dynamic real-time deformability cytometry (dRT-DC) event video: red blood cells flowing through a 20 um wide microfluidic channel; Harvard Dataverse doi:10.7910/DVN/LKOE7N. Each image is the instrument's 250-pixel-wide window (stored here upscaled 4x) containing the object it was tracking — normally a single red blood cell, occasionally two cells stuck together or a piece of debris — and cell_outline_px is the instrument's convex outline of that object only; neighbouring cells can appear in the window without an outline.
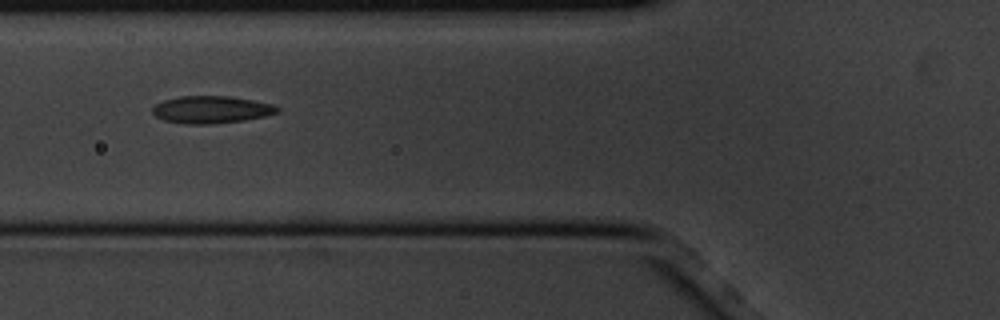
{"species": "common noctule bat (a hibernating species)", "species_latin": "Nyctalus noctula", "temperature_condition": "cold", "stored_images_in_passage": 7, "camera_frame_rate_fps": 3000, "um_per_image_px": 0.085, "animal": {"sex": "male", "body_mass_g": 20.1, "forearm_length_mm": 53.5}, "frame": {"image": 1, "passage_image": 4, "time_ms": 1.0, "image_size_px": [1000, 320], "cell_outline_px": [[280, 112], [264, 116], [244, 120], [212, 124], [184, 124], [164, 120], [156, 116], [152, 112], [152, 108], [156, 104], [164, 100], [180, 96], [228, 96], [252, 100], [272, 104], [280, 108]], "centroid_in_image_um": [17.96, 9.32], "position_along_channel_um": 107.8, "area_um2": 19.83}}
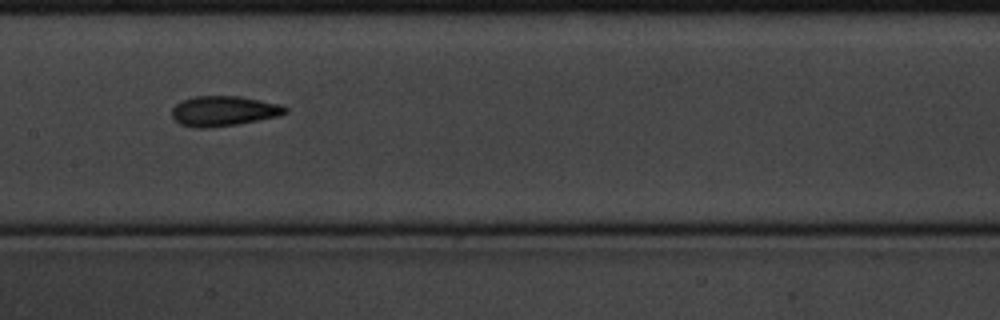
{"frame": {"image": 2, "passage_image": 6, "time_ms": 1.667, "image_size_px": [1000, 320], "cell_outline_px": [[288, 112], [280, 116], [236, 124], [204, 128], [196, 128], [180, 124], [172, 116], [172, 108], [180, 100], [192, 96], [240, 96], [280, 104], [288, 108]], "centroid_in_image_um": [19.01, 9.42], "position_along_channel_um": 188.4, "area_um2": 19.94}}
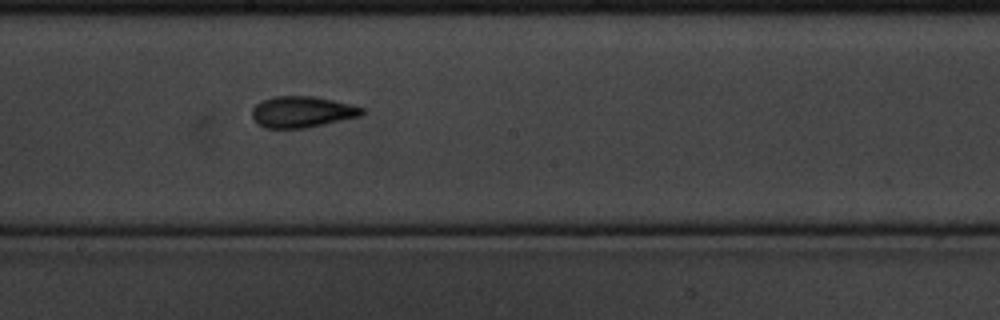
{"frame": {"image": 3, "passage_image": 7, "time_ms": 2.0, "image_size_px": [1000, 320], "cell_outline_px": [[364, 112], [360, 116], [324, 124], [304, 128], [264, 128], [256, 124], [252, 116], [252, 108], [260, 100], [272, 96], [312, 96], [352, 104], [364, 108]], "centroid_in_image_um": [25.63, 9.5], "position_along_channel_um": 222.6, "area_um2": 20.11}}